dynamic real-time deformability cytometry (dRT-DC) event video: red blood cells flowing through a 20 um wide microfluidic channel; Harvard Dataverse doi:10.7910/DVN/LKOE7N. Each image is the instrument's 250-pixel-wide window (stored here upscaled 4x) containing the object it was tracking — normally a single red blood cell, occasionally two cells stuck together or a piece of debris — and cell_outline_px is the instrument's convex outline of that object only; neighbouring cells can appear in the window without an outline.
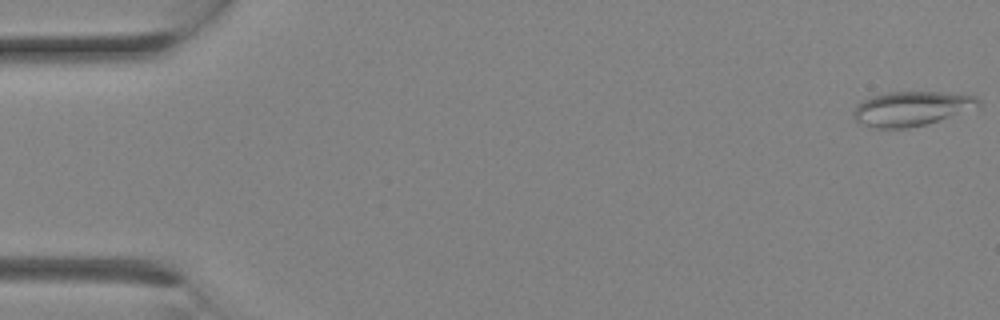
{"species": "Egyptian fruit bat (a non-hibernating species)", "species_latin": "Rousettus aegyptiacus", "temperature_condition": "room temperature", "stored_images_in_passage": 10, "camera_frame_rate_fps": 3000, "um_per_image_px": 0.085, "animal": {"sex": "female"}, "frame": {"image": 1, "passage_image": 1, "time_ms": 0.0, "image_size_px": [1000, 320], "cell_outline_px": [[980, 108], [928, 124], [908, 128], [876, 128], [864, 124], [856, 120], [852, 112], [856, 104], [872, 96], [888, 92], [940, 92], [976, 96], [980, 100]], "centroid_in_image_um": [77.53, 9.23], "position_along_channel_um": 7.5, "area_um2": 25.32}}
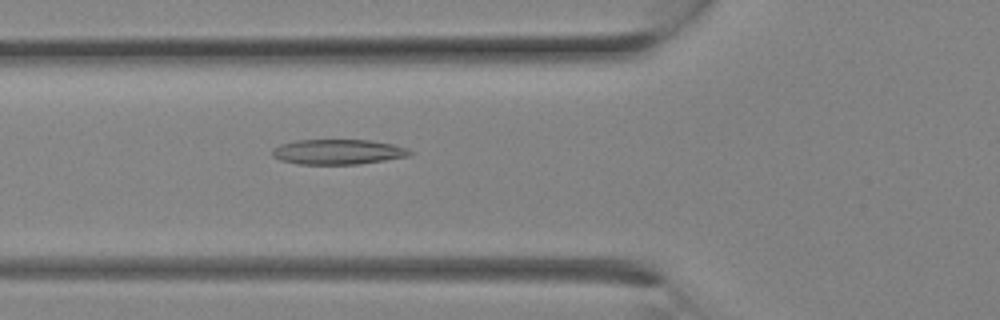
{"frame": {"image": 2, "passage_image": 10, "time_ms": 3.0, "image_size_px": [1000, 320], "cell_outline_px": [[412, 152], [408, 156], [360, 164], [300, 164], [280, 160], [272, 156], [272, 148], [280, 144], [296, 140], [372, 140], [392, 144], [408, 148]], "centroid_in_image_um": [28.7, 12.9], "position_along_channel_um": 97.1, "area_um2": 20.11}}